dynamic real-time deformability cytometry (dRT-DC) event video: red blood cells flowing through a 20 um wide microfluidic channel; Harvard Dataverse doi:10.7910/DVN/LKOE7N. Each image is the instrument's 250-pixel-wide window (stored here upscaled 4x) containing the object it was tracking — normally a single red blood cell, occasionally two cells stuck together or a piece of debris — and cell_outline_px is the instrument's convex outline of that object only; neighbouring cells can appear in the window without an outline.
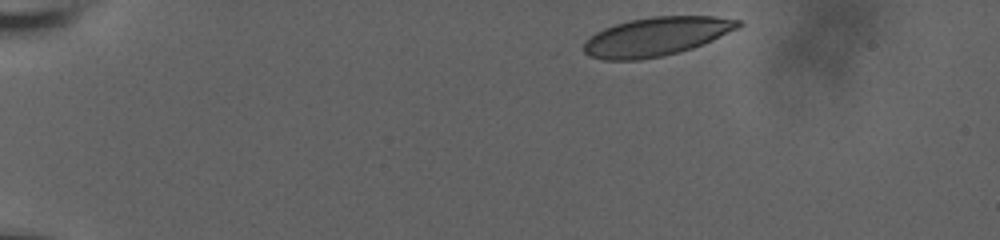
{"species": "human", "species_latin": "Homo sapiens", "temperature_condition": "room temperature", "stored_images_in_passage": 6, "camera_frame_rate_fps": 3000, "um_per_image_px": 0.085, "donor": {"sex": "male"}, "frame": {"image": 1, "passage_image": 1, "time_ms": 0.0, "image_size_px": [1000, 240], "cell_outline_px": [[744, 24], [704, 44], [692, 48], [660, 56], [640, 60], [604, 60], [588, 56], [584, 52], [584, 40], [596, 32], [604, 28], [616, 24], [632, 20], [652, 16], [712, 16], [740, 20]], "centroid_in_image_um": [55.75, 3.11], "position_along_channel_um": 29.3, "area_um2": 34.62}}
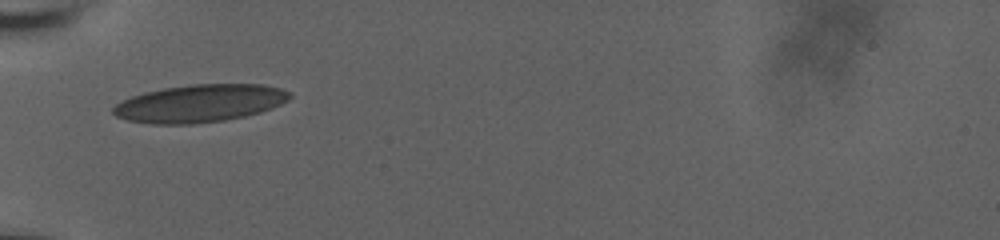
{"frame": {"image": 2, "passage_image": 5, "time_ms": 1.333, "image_size_px": [1000, 240], "cell_outline_px": [[292, 96], [288, 100], [272, 108], [260, 112], [244, 116], [224, 120], [192, 124], [152, 124], [128, 120], [116, 116], [112, 112], [112, 108], [116, 104], [132, 96], [144, 92], [164, 88], [192, 84], [264, 84], [280, 88], [292, 92]], "centroid_in_image_um": [17.0, 8.78], "position_along_channel_um": 68.0, "area_um2": 38.73}}